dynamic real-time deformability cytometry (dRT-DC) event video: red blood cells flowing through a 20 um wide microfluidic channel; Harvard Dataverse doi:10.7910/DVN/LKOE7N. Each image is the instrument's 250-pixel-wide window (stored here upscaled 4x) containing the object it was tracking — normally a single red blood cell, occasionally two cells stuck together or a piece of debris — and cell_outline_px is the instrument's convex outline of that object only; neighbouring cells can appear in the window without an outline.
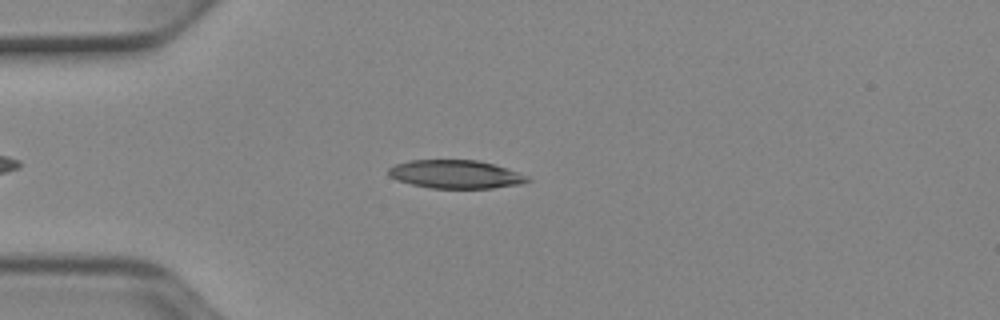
{"species": "Egyptian fruit bat (a non-hibernating species)", "species_latin": "Rousettus aegyptiacus", "temperature_condition": "cold", "stored_images_in_passage": 44, "camera_frame_rate_fps": 3000, "um_per_image_px": 0.085, "animal": {"sex": "female"}, "frame": {"image": 1, "passage_image": 10, "time_ms": 3.0, "image_size_px": [1000, 320], "cell_outline_px": [[532, 180], [524, 184], [492, 188], [432, 188], [412, 184], [396, 180], [388, 176], [388, 168], [396, 164], [412, 160], [476, 160], [492, 164], [528, 176]], "centroid_in_image_um": [38.72, 14.82], "position_along_channel_um": 46.3, "area_um2": 22.83}}
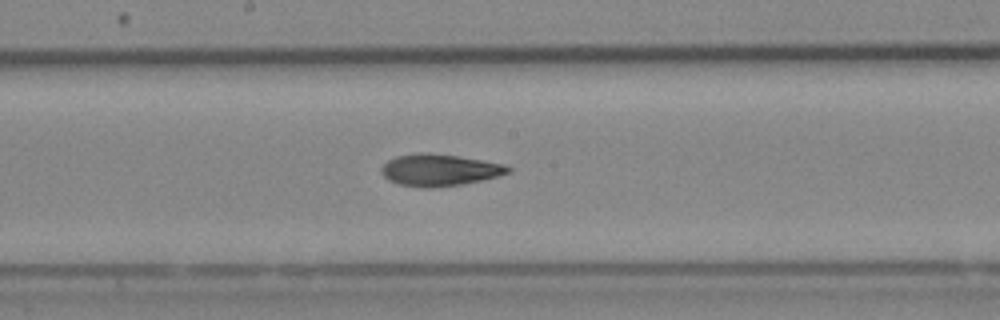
{"frame": {"image": 2, "passage_image": 24, "time_ms": 7.667, "image_size_px": [1000, 320], "cell_outline_px": [[512, 172], [480, 180], [460, 184], [432, 188], [428, 188], [400, 184], [388, 180], [380, 172], [380, 168], [388, 160], [396, 156], [420, 152], [428, 152], [456, 156], [504, 164], [512, 168]], "centroid_in_image_um": [37.32, 14.44], "position_along_channel_um": 210.9, "area_um2": 23.29}}
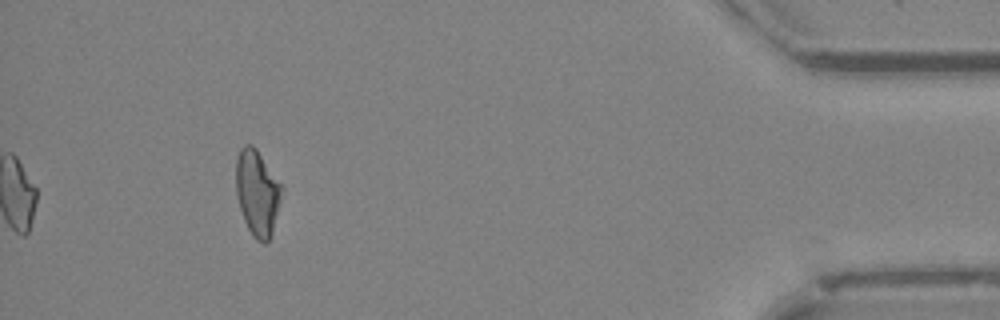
{"frame": {"image": 3, "passage_image": 44, "time_ms": 14.333, "image_size_px": [1000, 320], "cell_outline_px": [[284, 188], [272, 232], [268, 240], [264, 244], [256, 240], [252, 236], [244, 220], [240, 208], [236, 192], [236, 160], [240, 148], [244, 144], [252, 144], [256, 148]], "centroid_in_image_um": [21.87, 16.37], "position_along_channel_um": 413.3, "area_um2": 22.83}, "authors_computed_cell_mechanics": {"area_um2": 22.9755, "velocity_mm_per_s": 3.9325, "shape_relaxation_time_tau1_ms": 6.5149, "shape_relaxation_time_tau2_ms": 4.469, "deformation_change_tau1": 0.1776, "deformation_change_tau2": 0.1266}}